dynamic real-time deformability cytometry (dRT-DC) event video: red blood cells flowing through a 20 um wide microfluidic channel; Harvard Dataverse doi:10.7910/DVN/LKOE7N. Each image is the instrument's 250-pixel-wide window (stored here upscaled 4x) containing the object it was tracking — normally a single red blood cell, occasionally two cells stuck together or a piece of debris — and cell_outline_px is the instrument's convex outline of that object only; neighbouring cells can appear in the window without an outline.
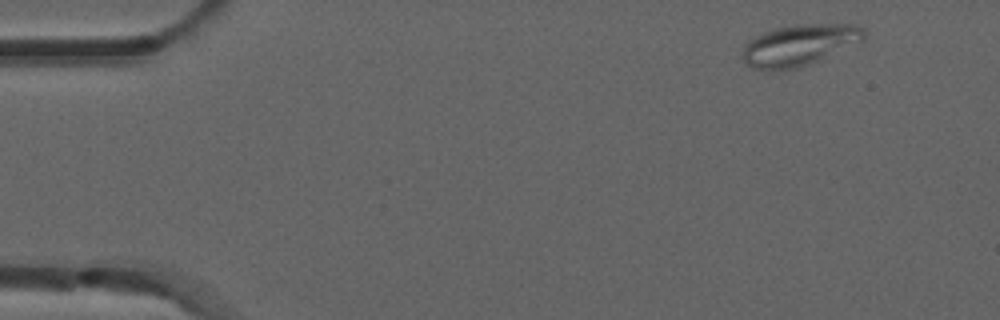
{"species": "common noctule bat (a hibernating species)", "species_latin": "Nyctalus noctula", "temperature_condition": "room temperature", "stored_images_in_passage": 5, "camera_frame_rate_fps": 3000, "um_per_image_px": 0.085, "animal": {"sex": "male", "forearm_length_mm": 52.5}, "frame": {"image": 1, "passage_image": 1, "time_ms": 0.0, "image_size_px": [1000, 320], "cell_outline_px": [[864, 40], [808, 64], [796, 68], [752, 68], [740, 56], [740, 52], [744, 44], [748, 40], [764, 32], [776, 28], [796, 24], [856, 24], [864, 28]], "centroid_in_image_um": [67.92, 3.79], "position_along_channel_um": 17.1, "area_um2": 28.73}}